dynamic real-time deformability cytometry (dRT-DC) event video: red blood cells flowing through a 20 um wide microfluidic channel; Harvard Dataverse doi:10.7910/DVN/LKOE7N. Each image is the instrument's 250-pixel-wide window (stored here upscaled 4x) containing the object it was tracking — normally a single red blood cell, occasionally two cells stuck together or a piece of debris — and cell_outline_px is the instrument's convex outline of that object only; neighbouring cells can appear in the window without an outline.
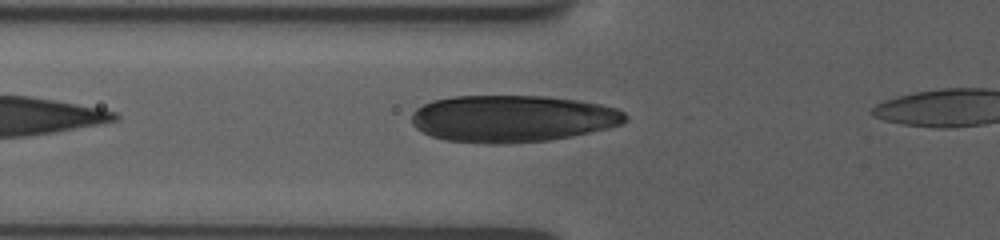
{"species": "human", "species_latin": "Homo sapiens", "temperature_condition": "room temperature", "stored_images_in_passage": 6, "camera_frame_rate_fps": 3000, "um_per_image_px": 0.085, "donor": {"sex": "female"}, "frame": {"image": 1, "passage_image": 5, "time_ms": 2.333, "image_size_px": [1000, 240], "cell_outline_px": [[628, 120], [620, 124], [608, 128], [572, 136], [548, 140], [508, 144], [484, 144], [444, 140], [432, 136], [416, 128], [412, 124], [412, 112], [416, 108], [432, 100], [452, 96], [544, 96], [580, 100], [600, 104], [616, 108], [624, 112], [628, 116]], "centroid_in_image_um": [43.54, 10.08], "position_along_channel_um": 82.3, "area_um2": 58.84}}